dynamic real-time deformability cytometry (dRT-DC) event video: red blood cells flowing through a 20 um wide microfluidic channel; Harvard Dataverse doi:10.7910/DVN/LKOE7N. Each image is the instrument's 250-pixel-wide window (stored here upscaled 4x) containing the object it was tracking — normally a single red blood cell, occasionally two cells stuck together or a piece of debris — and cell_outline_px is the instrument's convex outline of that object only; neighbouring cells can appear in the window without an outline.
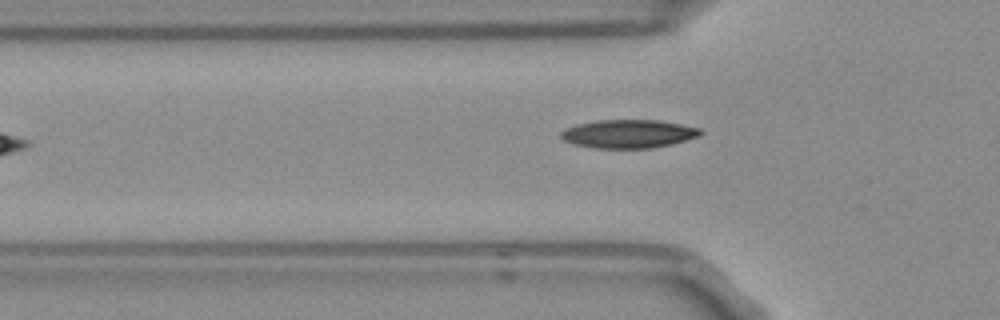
{"species": "Egyptian fruit bat (a non-hibernating species)", "species_latin": "Rousettus aegyptiacus", "temperature_condition": "room temperature", "stored_images_in_passage": 5, "camera_frame_rate_fps": 3000, "um_per_image_px": 0.085, "frame": {"image": 1, "passage_image": 5, "time_ms": 1.333, "image_size_px": [1000, 320], "cell_outline_px": [[704, 132], [700, 136], [672, 144], [648, 148], [596, 148], [572, 144], [564, 140], [560, 136], [560, 132], [564, 128], [576, 124], [596, 120], [660, 120], [700, 128]], "centroid_in_image_um": [53.4, 11.37], "position_along_channel_um": 72.4, "area_um2": 23.24}}